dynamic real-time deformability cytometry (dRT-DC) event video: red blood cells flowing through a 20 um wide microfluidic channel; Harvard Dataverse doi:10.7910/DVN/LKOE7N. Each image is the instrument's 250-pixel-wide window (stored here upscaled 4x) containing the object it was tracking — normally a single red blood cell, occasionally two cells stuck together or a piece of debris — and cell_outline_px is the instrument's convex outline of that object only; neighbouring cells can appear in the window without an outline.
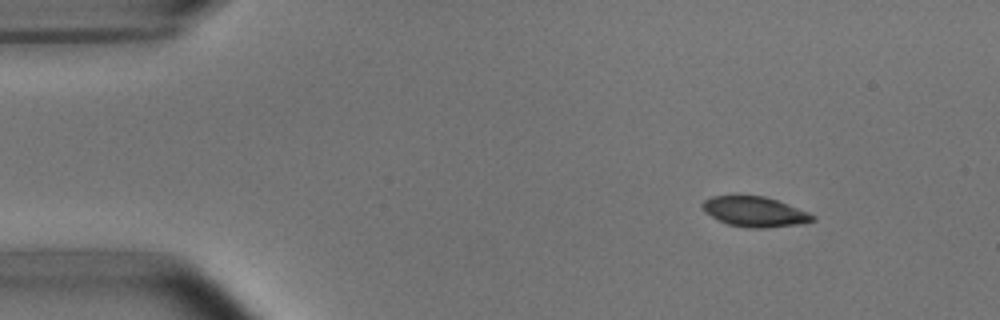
{"species": "common noctule bat (a hibernating species)", "species_latin": "Nyctalus noctula", "temperature_condition": "room temperature", "stored_images_in_passage": 3, "camera_frame_rate_fps": 3000, "um_per_image_px": 0.085, "animal": {"sex": "male", "body_mass_g": 15.6}, "frame": {"image": 1, "passage_image": 1, "time_ms": 0.0, "image_size_px": [1000, 320], "cell_outline_px": [[816, 220], [804, 224], [764, 228], [748, 228], [728, 224], [704, 212], [700, 204], [704, 200], [712, 196], [764, 196], [776, 200], [808, 212], [816, 216]], "centroid_in_image_um": [64.17, 18.01], "position_along_channel_um": 20.8, "area_um2": 19.31}}
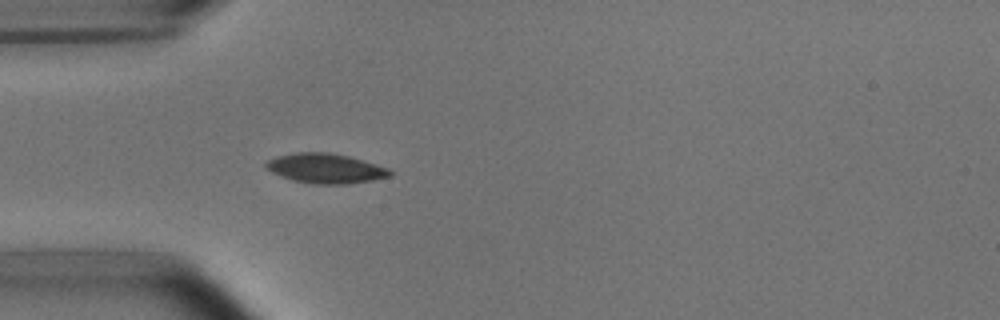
{"frame": {"image": 2, "passage_image": 3, "time_ms": 3.0, "image_size_px": [1000, 320], "cell_outline_px": [[392, 176], [372, 180], [348, 184], [312, 184], [292, 180], [272, 172], [264, 168], [264, 164], [268, 160], [276, 156], [296, 152], [328, 152], [348, 156], [376, 164], [388, 168], [392, 172]], "centroid_in_image_um": [27.65, 14.31], "position_along_channel_um": 57.3, "area_um2": 21.56}}